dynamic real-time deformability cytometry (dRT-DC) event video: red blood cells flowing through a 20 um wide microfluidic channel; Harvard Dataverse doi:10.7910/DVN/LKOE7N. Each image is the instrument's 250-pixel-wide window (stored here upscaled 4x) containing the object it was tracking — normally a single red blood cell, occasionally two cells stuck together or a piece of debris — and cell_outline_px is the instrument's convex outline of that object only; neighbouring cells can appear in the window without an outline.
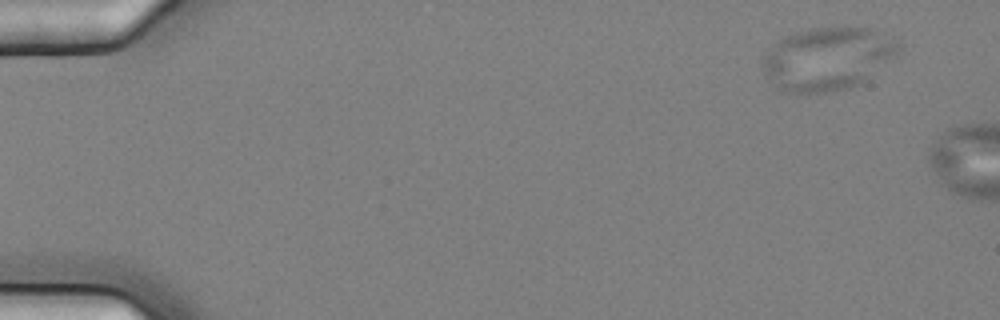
{"species": "common noctule bat (a hibernating species)", "species_latin": "Nyctalus noctula", "temperature_condition": "cold", "stored_images_in_passage": 3, "camera_frame_rate_fps": 3000, "um_per_image_px": 0.085, "animal": {"sex": "female", "body_mass_g": 25.1}, "frame": {"image": 1, "passage_image": 1, "time_ms": 0.0, "image_size_px": [1000, 320], "cell_outline_px": [[900, 48], [896, 56], [868, 80], [860, 84], [848, 88], [832, 92], [792, 92], [776, 88], [764, 72], [764, 56], [772, 44], [796, 32], [808, 28], [872, 28], [896, 40]], "centroid_in_image_um": [70.38, 5.0], "position_along_channel_um": 14.6, "area_um2": 49.59}}